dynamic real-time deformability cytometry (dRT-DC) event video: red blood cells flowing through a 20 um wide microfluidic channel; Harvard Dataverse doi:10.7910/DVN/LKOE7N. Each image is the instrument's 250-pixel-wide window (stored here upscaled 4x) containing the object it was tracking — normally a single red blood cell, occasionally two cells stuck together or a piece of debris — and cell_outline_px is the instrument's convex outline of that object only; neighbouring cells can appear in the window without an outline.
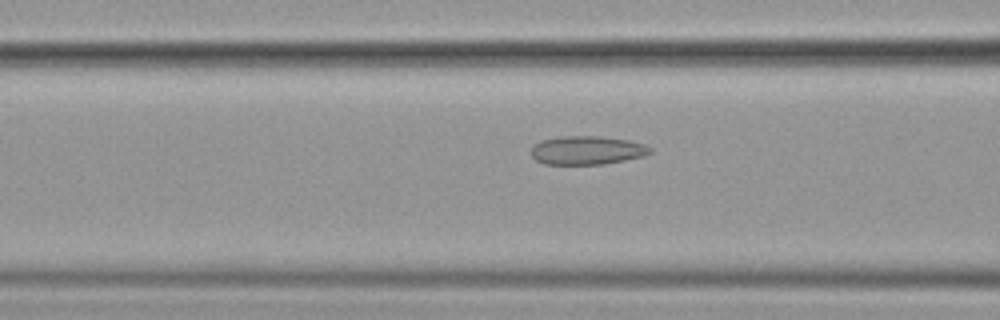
{"species": "common noctule bat (a hibernating species)", "species_latin": "Nyctalus noctula", "temperature_condition": "cold", "stored_images_in_passage": 12, "camera_frame_rate_fps": 3000, "um_per_image_px": 0.085, "animal": {"sex": "female", "body_mass_g": 19.9}, "frame": {"image": 1, "passage_image": 10, "time_ms": 3.0, "image_size_px": [1000, 320], "cell_outline_px": [[652, 152], [644, 156], [604, 164], [544, 164], [536, 160], [532, 156], [532, 144], [540, 140], [560, 136], [600, 136], [628, 140], [644, 144], [652, 148]], "centroid_in_image_um": [49.88, 12.77], "position_along_channel_um": 116.7, "area_um2": 19.94}}